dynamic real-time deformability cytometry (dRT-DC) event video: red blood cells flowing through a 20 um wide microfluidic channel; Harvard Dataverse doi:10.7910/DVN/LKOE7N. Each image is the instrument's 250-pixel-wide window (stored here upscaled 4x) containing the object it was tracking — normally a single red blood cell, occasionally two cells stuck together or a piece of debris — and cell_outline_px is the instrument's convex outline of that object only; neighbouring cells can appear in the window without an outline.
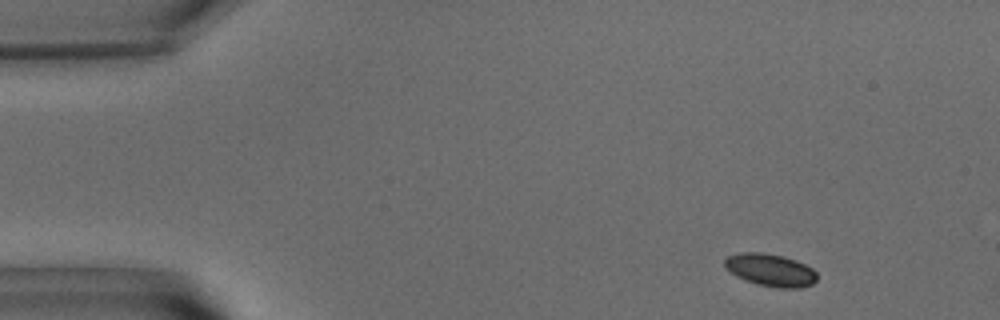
{"species": "common noctule bat (a hibernating species)", "species_latin": "Nyctalus noctula", "temperature_condition": "warm", "stored_images_in_passage": 23, "camera_frame_rate_fps": 3000, "um_per_image_px": 0.085, "animal": {"sex": "male", "body_mass_g": 15.6}, "frame": {"image": 1, "passage_image": 3, "time_ms": 0.667, "image_size_px": [1000, 320], "cell_outline_px": [[816, 280], [812, 284], [800, 288], [780, 288], [756, 284], [736, 276], [724, 264], [724, 260], [728, 256], [740, 252], [764, 252], [784, 256], [796, 260], [812, 268], [816, 272]], "centroid_in_image_um": [65.5, 22.94], "position_along_channel_um": 19.5, "area_um2": 17.46}}
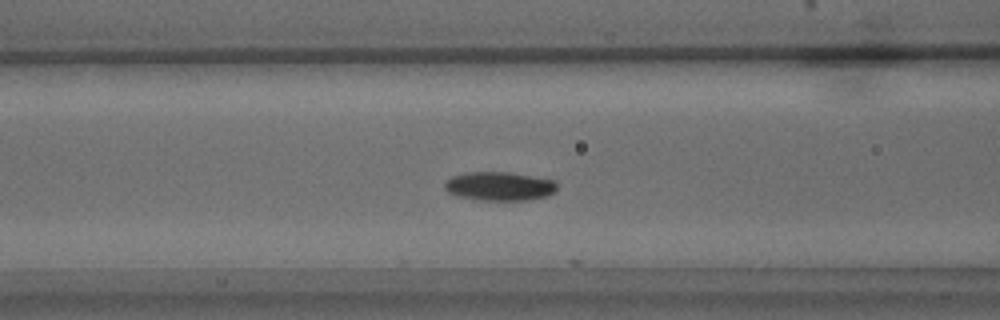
{"frame": {"image": 2, "passage_image": 19, "time_ms": 6.0, "image_size_px": [1000, 320], "cell_outline_px": [[556, 192], [548, 196], [528, 200], [480, 200], [460, 196], [448, 192], [444, 188], [444, 184], [452, 176], [464, 172], [508, 172], [556, 180]], "centroid_in_image_um": [42.48, 15.82], "position_along_channel_um": 124.1, "area_um2": 18.9}}
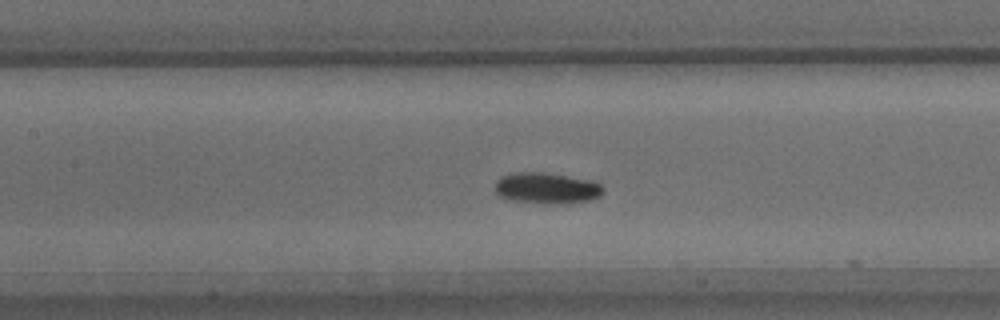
{"frame": {"image": 3, "passage_image": 22, "time_ms": 7.0, "image_size_px": [1000, 320], "cell_outline_px": [[604, 192], [600, 196], [588, 200], [560, 204], [544, 204], [508, 200], [500, 196], [496, 192], [496, 180], [500, 176], [512, 172], [544, 172], [596, 180], [604, 188]], "centroid_in_image_um": [46.48, 15.98], "position_along_channel_um": 160.9, "area_um2": 20.06}}